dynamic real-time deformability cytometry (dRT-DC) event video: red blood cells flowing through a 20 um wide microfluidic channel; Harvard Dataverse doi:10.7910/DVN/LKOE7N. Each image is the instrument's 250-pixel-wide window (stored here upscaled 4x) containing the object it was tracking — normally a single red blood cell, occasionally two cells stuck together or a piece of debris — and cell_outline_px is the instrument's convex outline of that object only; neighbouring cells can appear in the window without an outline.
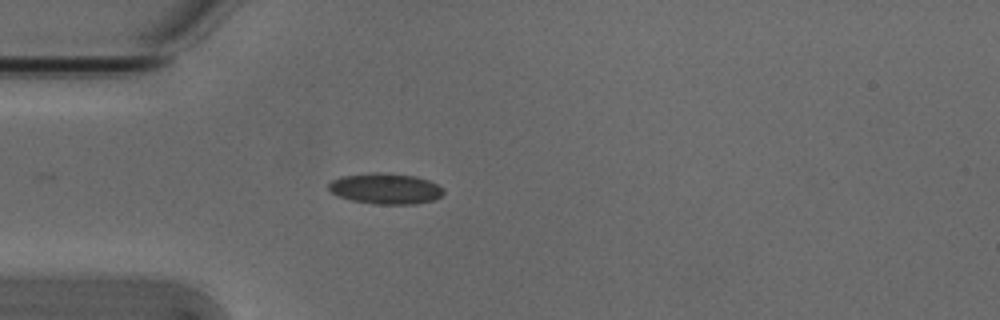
{"species": "Egyptian fruit bat (a non-hibernating species)", "species_latin": "Rousettus aegyptiacus", "temperature_condition": "cold", "stored_images_in_passage": 31, "camera_frame_rate_fps": 3000, "um_per_image_px": 0.085, "animal": {"sex": "male"}, "frame": {"image": 1, "passage_image": 1, "time_ms": 0.0, "image_size_px": [1000, 320], "cell_outline_px": [[444, 192], [436, 200], [416, 204], [376, 204], [352, 200], [340, 196], [332, 192], [328, 188], [328, 184], [332, 180], [344, 176], [372, 172], [380, 172], [416, 176], [428, 180], [444, 188]], "centroid_in_image_um": [32.81, 16.03], "position_along_channel_um": 52.2, "area_um2": 20.58}}
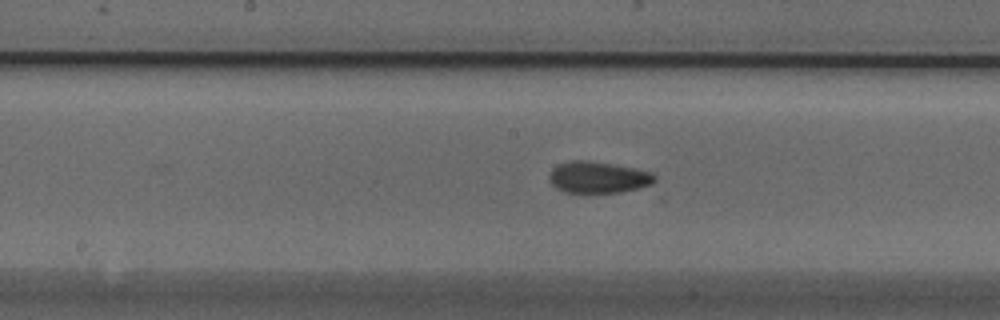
{"frame": {"image": 2, "passage_image": 13, "time_ms": 4.0, "image_size_px": [1000, 320], "cell_outline_px": [[656, 180], [652, 184], [640, 188], [620, 192], [564, 192], [556, 188], [552, 184], [548, 176], [552, 168], [560, 164], [572, 160], [584, 160], [612, 164], [636, 168], [652, 172], [656, 176]], "centroid_in_image_um": [50.86, 15.07], "position_along_channel_um": 197.3, "area_um2": 19.36}}
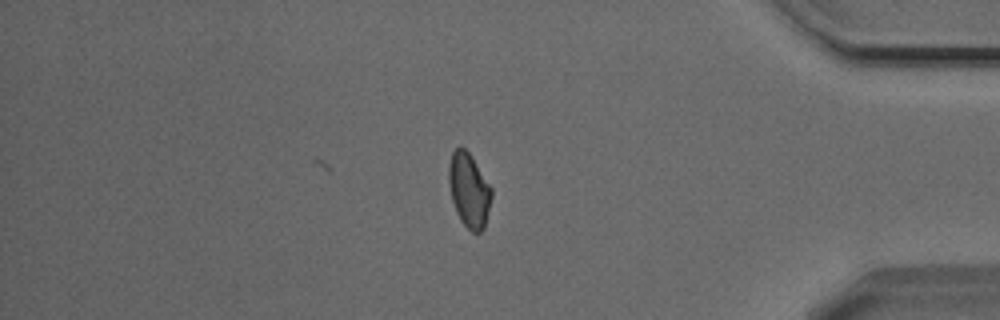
{"frame": {"image": 3, "passage_image": 31, "time_ms": 10.0, "image_size_px": [1000, 320], "cell_outline_px": [[492, 196], [484, 228], [480, 232], [472, 232], [460, 220], [456, 212], [452, 200], [448, 180], [448, 168], [452, 152], [460, 144], [468, 152], [492, 188]], "centroid_in_image_um": [39.85, 16.16], "position_along_channel_um": 395.3, "area_um2": 18.38}, "authors_computed_cell_mechanics": {"area_um2": 19.0162, "velocity_mm_per_s": 3.8389, "shape_relaxation_time_tau1_ms": null, "shape_relaxation_time_tau2_ms": 3.7355, "deformation_change_tau1": null, "deformation_change_tau2": 0.0782}}